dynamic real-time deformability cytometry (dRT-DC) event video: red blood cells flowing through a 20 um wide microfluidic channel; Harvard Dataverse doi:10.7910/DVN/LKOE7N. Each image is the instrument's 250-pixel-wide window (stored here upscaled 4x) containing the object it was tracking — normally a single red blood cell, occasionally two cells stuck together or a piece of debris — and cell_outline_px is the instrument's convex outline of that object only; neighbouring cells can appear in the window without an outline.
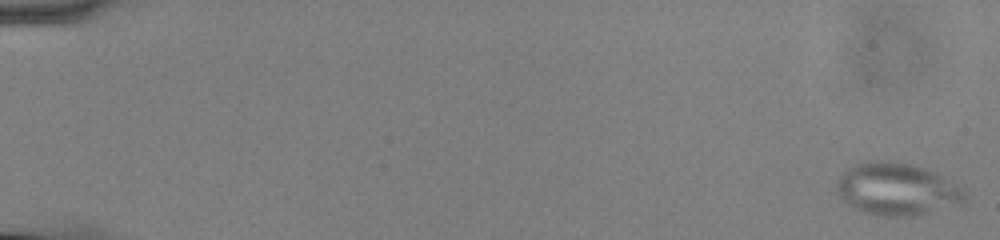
{"species": "common noctule bat (a hibernating species)", "species_latin": "Nyctalus noctula", "temperature_condition": "cold", "stored_images_in_passage": 56, "camera_frame_rate_fps": 3000, "um_per_image_px": 0.085, "animal": {"sex": "male", "body_mass_g": 13.0, "forearm_length_mm": 53.1}, "frame": {"image": 1, "passage_image": 1, "time_ms": 0.0, "image_size_px": [1000, 240], "cell_outline_px": [[964, 200], [928, 212], [912, 216], [884, 216], [864, 212], [852, 208], [840, 196], [836, 184], [840, 176], [848, 168], [856, 164], [880, 160], [912, 164], [924, 168], [964, 188]], "centroid_in_image_um": [76.18, 16.07], "position_along_channel_um": 8.8, "area_um2": 38.03}}
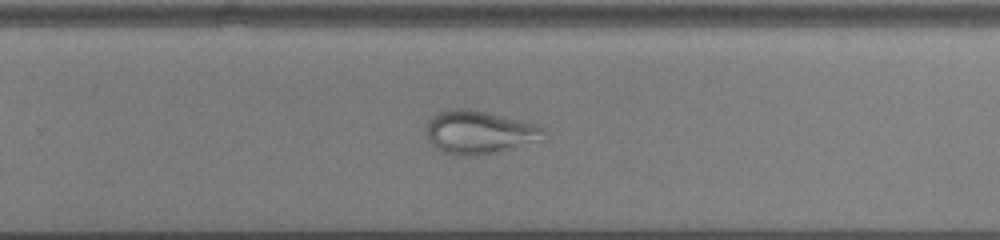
{"frame": {"image": 2, "passage_image": 38, "time_ms": 12.333, "image_size_px": [1000, 240], "cell_outline_px": [[548, 132], [544, 140], [496, 152], [476, 156], [460, 156], [444, 152], [436, 148], [428, 140], [428, 120], [436, 112], [452, 108], [468, 108], [488, 112], [536, 124], [544, 128]], "centroid_in_image_um": [40.77, 11.24], "position_along_channel_um": 289.0, "area_um2": 29.88}}
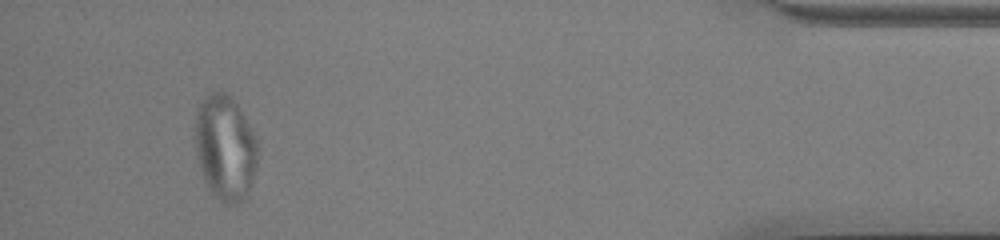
{"frame": {"image": 3, "passage_image": 53, "time_ms": 17.333, "image_size_px": [1000, 240], "cell_outline_px": [[256, 164], [248, 196], [240, 204], [224, 204], [212, 196], [204, 180], [200, 168], [192, 128], [200, 104], [212, 92], [220, 88], [232, 96], [240, 108], [256, 136]], "centroid_in_image_um": [19.12, 12.56], "position_along_channel_um": 416.1, "area_um2": 38.96}}